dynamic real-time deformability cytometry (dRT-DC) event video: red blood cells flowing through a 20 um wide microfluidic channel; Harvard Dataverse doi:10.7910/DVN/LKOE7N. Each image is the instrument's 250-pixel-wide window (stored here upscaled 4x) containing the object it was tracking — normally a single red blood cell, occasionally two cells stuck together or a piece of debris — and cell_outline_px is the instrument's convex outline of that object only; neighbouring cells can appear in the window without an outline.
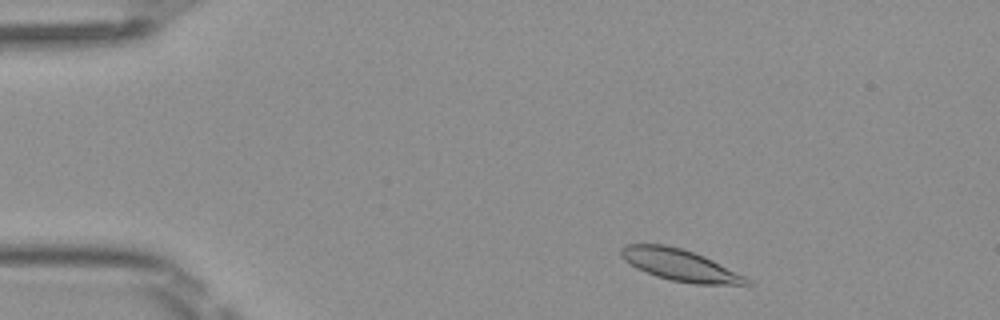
{"species": "Egyptian fruit bat (a non-hibernating species)", "species_latin": "Rousettus aegyptiacus", "temperature_condition": "room temperature", "stored_images_in_passage": 45, "camera_frame_rate_fps": 3000, "um_per_image_px": 0.085, "frame": {"image": 1, "passage_image": 3, "time_ms": 0.667, "image_size_px": [1000, 320], "cell_outline_px": [[752, 284], [696, 284], [672, 280], [656, 276], [636, 268], [624, 260], [620, 256], [620, 248], [624, 244], [664, 244], [680, 248], [704, 256], [752, 280]], "centroid_in_image_um": [57.74, 22.52], "position_along_channel_um": 27.3, "area_um2": 22.89}}
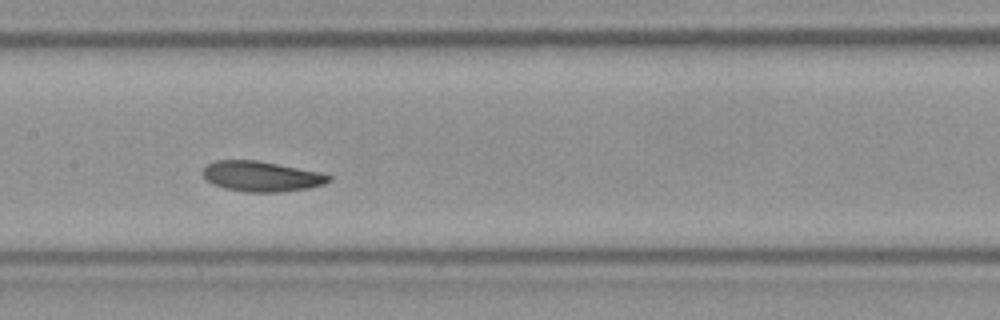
{"frame": {"image": 2, "passage_image": 20, "time_ms": 6.333, "image_size_px": [1000, 320], "cell_outline_px": [[332, 180], [324, 184], [308, 188], [280, 192], [248, 192], [224, 188], [212, 184], [204, 176], [204, 168], [208, 164], [216, 160], [256, 160], [320, 172], [332, 176]], "centroid_in_image_um": [22.25, 14.99], "position_along_channel_um": 185.2, "area_um2": 22.08}}
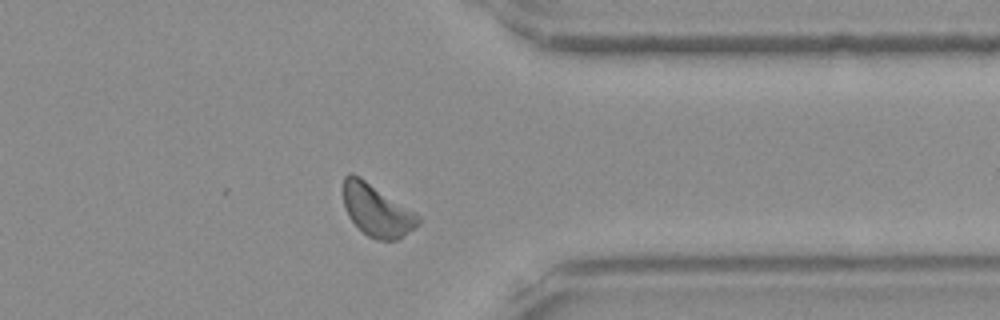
{"frame": {"image": 3, "passage_image": 35, "time_ms": 11.333, "image_size_px": [1000, 320], "cell_outline_px": [[420, 224], [416, 228], [396, 240], [376, 240], [368, 236], [348, 216], [344, 208], [344, 176], [348, 172], [352, 172], [360, 176], [416, 212], [420, 216]], "centroid_in_image_um": [32.04, 17.86], "position_along_channel_um": 379.4, "area_um2": 22.83}, "authors_computed_cell_mechanics": {"area_um2": 22.4264, "velocity_mm_per_s": 4.0305, "shape_relaxation_time_tau1_ms": 6.2584, "shape_relaxation_time_tau2_ms": 7.9631, "deformation_change_tau1": 0.1433, "deformation_change_tau2": 0.1512}}